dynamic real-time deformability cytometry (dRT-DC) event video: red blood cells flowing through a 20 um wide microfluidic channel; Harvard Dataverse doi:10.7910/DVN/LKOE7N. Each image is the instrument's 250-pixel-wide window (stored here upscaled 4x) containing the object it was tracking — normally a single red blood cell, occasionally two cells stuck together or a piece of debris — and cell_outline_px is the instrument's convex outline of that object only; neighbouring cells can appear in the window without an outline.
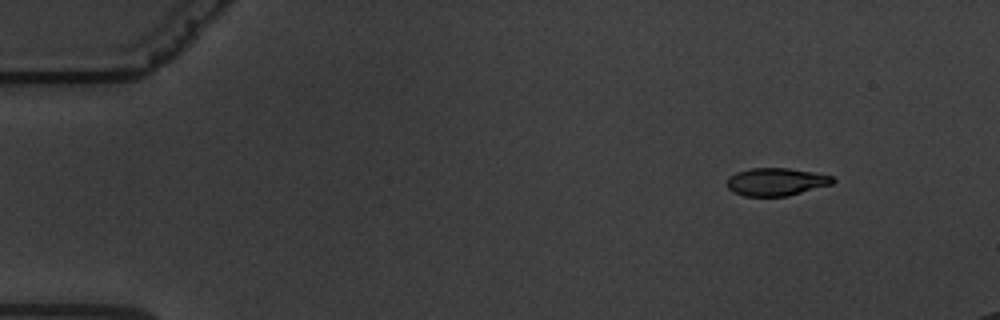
{"species": "common noctule bat (a hibernating species)", "species_latin": "Nyctalus noctula", "temperature_condition": "warm", "stored_images_in_passage": 54, "camera_frame_rate_fps": 3000, "um_per_image_px": 0.085, "animal": {"sex": "male", "body_mass_g": 19.5, "forearm_length_mm": 54.6}, "frame": {"image": 1, "passage_image": 1, "time_ms": 0.0, "image_size_px": [1000, 320], "cell_outline_px": [[836, 180], [832, 184], [788, 196], [744, 196], [732, 192], [724, 184], [728, 176], [736, 172], [752, 168], [788, 168], [812, 172], [832, 176]], "centroid_in_image_um": [65.92, 15.46], "position_along_channel_um": 19.1, "area_um2": 17.28}}
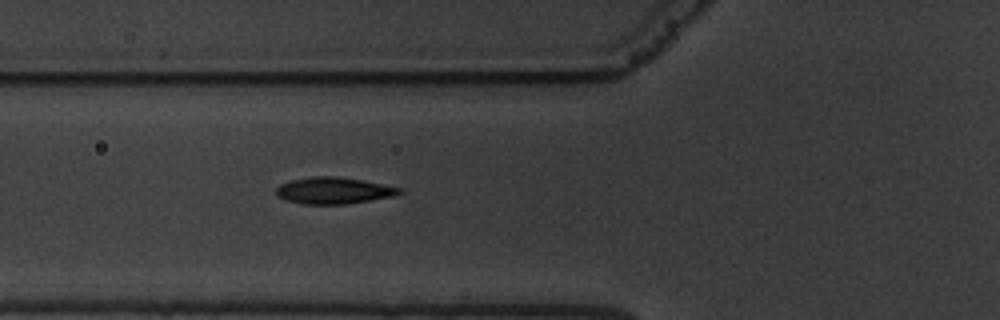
{"frame": {"image": 2, "passage_image": 17, "time_ms": 5.333, "image_size_px": [1000, 320], "cell_outline_px": [[404, 192], [392, 196], [348, 204], [300, 204], [288, 200], [280, 196], [276, 192], [276, 188], [280, 184], [292, 180], [312, 176], [336, 176], [360, 180], [400, 188]], "centroid_in_image_um": [28.34, 16.2], "position_along_channel_um": 97.5, "area_um2": 18.79}}
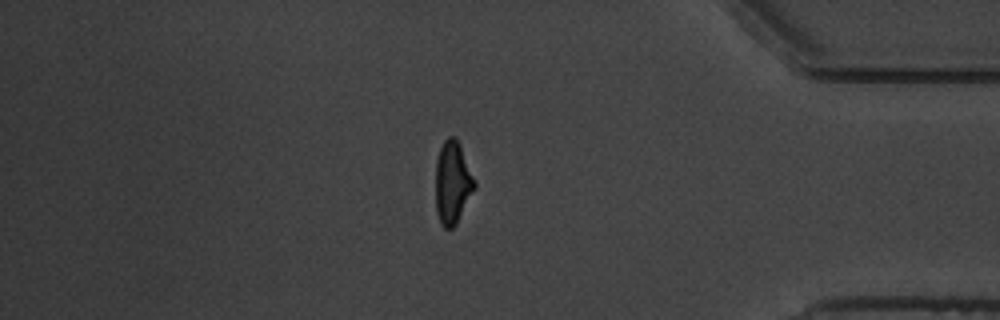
{"frame": {"image": 3, "passage_image": 46, "time_ms": 15.0, "image_size_px": [1000, 320], "cell_outline_px": [[476, 188], [456, 224], [452, 228], [444, 228], [440, 224], [436, 212], [436, 160], [440, 148], [444, 140], [448, 136], [456, 136], [460, 144], [476, 184]], "centroid_in_image_um": [38.46, 15.52], "position_along_channel_um": 396.7, "area_um2": 18.84}, "authors_computed_cell_mechanics": {"area_um2": 18.6694, "velocity_mm_per_s": 3.3811, "shape_relaxation_time_tau1_ms": 4.0106, "shape_relaxation_time_tau2_ms": 1.1251, "deformation_change_tau1": 0.19, "deformation_change_tau2": 0.0655}}